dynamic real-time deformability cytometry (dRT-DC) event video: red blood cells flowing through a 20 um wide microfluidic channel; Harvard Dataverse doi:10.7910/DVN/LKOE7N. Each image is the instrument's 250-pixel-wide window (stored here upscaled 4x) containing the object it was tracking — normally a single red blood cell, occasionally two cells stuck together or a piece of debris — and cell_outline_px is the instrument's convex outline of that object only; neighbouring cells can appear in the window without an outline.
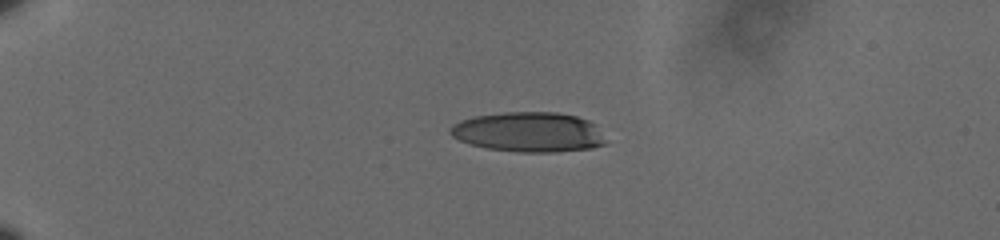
{"species": "human", "species_latin": "Homo sapiens", "temperature_condition": "cold", "stored_images_in_passage": 45, "camera_frame_rate_fps": 3000, "um_per_image_px": 0.085, "donor": {"sex": "male"}, "frame": {"image": 1, "passage_image": 1, "time_ms": 0.0, "image_size_px": [1000, 240], "cell_outline_px": [[604, 144], [592, 148], [556, 152], [520, 152], [488, 148], [468, 144], [452, 136], [448, 132], [448, 128], [452, 124], [460, 120], [472, 116], [504, 112], [556, 112], [576, 116], [588, 120], [592, 124], [604, 140]], "centroid_in_image_um": [44.85, 11.22], "position_along_channel_um": 40.2, "area_um2": 36.01}}
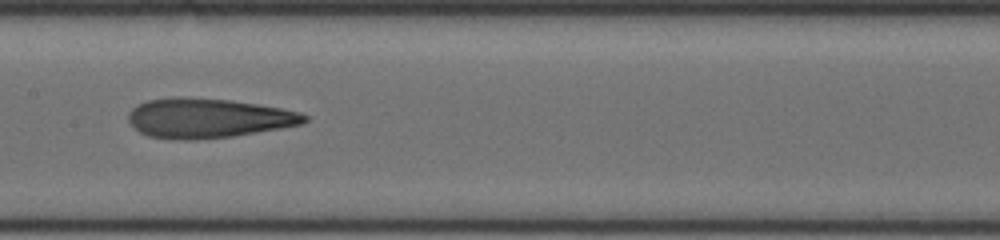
{"frame": {"image": 2, "passage_image": 19, "time_ms": 6.0, "image_size_px": [1000, 240], "cell_outline_px": [[308, 120], [304, 124], [232, 136], [196, 140], [180, 140], [148, 136], [140, 132], [128, 120], [128, 112], [132, 108], [148, 100], [172, 96], [180, 96], [232, 100], [280, 108], [300, 112], [308, 116]], "centroid_in_image_um": [17.68, 10.03], "position_along_channel_um": 189.7, "area_um2": 40.69}}
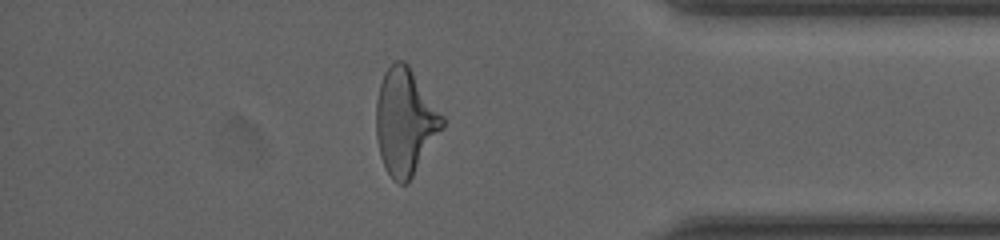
{"frame": {"image": 3, "passage_image": 38, "time_ms": 12.333, "image_size_px": [1000, 240], "cell_outline_px": [[444, 124], [408, 184], [400, 184], [392, 180], [380, 156], [376, 136], [376, 100], [380, 84], [384, 72], [396, 60], [404, 60], [408, 64], [444, 116]], "centroid_in_image_um": [34.41, 10.34], "position_along_channel_um": 400.8, "area_um2": 40.69}, "authors_computed_cell_mechanics": {"area_um2": 39.5352, "velocity_mm_per_s": 3.6258, "shape_relaxation_time_tau1_ms": 7.443, "shape_relaxation_time_tau2_ms": 2.7614, "deformation_change_tau1": 0.2351, "deformation_change_tau2": 0.1463}}